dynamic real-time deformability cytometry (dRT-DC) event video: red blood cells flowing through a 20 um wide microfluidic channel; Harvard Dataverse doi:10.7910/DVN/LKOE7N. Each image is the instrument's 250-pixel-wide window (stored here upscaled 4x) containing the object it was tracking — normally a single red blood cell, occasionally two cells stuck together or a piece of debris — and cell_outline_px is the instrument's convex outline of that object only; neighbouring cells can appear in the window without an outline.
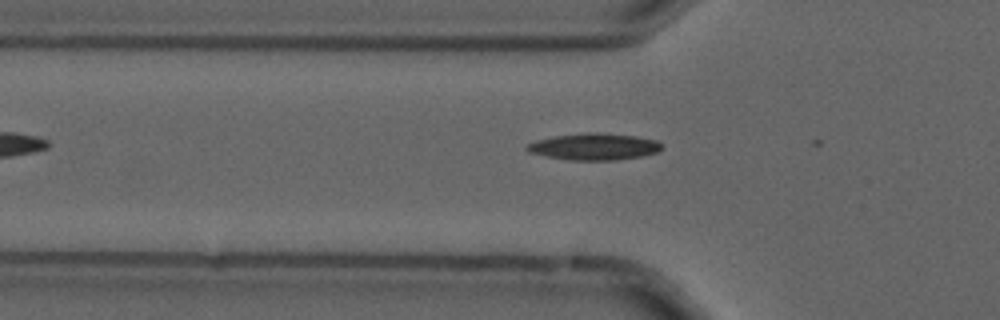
{"species": "common noctule bat (a hibernating species)", "species_latin": "Nyctalus noctula", "temperature_condition": "cold", "stored_images_in_passage": 5, "camera_frame_rate_fps": 3000, "um_per_image_px": 0.085, "animal": {"sex": "male", "forearm_length_mm": 52.5}, "frame": {"image": 1, "passage_image": 5, "time_ms": 1.333, "image_size_px": [1000, 320], "cell_outline_px": [[660, 148], [656, 152], [640, 156], [616, 160], [572, 160], [548, 156], [528, 152], [524, 148], [528, 144], [536, 140], [556, 136], [588, 132], [600, 132], [636, 136], [656, 140], [660, 144]], "centroid_in_image_um": [50.47, 12.45], "position_along_channel_um": 75.3, "area_um2": 20.69}}